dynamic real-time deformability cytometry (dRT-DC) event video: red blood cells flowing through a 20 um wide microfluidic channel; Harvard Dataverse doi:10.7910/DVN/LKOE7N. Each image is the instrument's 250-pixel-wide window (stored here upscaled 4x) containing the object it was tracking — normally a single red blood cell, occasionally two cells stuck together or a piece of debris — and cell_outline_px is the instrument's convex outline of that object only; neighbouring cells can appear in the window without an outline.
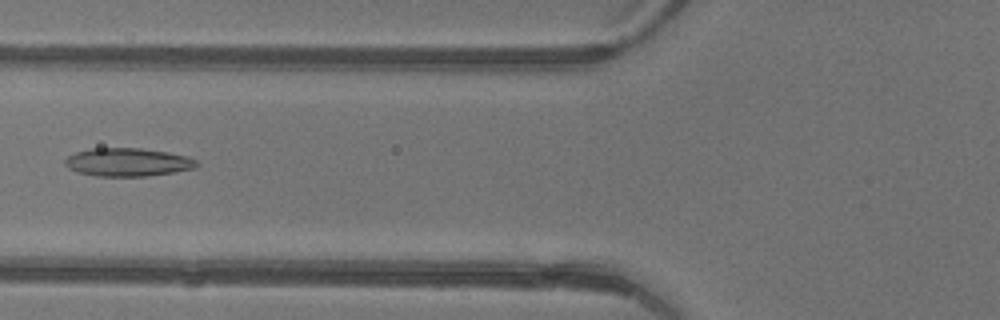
{"species": "common noctule bat (a hibernating species)", "species_latin": "Nyctalus noctula", "temperature_condition": "warm", "stored_images_in_passage": 5, "camera_frame_rate_fps": 3000, "um_per_image_px": 0.085, "animal": {"sex": "female"}, "frame": {"image": 1, "passage_image": 5, "time_ms": 1.333, "image_size_px": [1000, 320], "cell_outline_px": [[200, 164], [196, 168], [176, 172], [144, 176], [96, 176], [76, 172], [68, 168], [64, 164], [64, 160], [68, 156], [76, 152], [92, 148], [140, 148], [168, 152], [188, 156], [196, 160]], "centroid_in_image_um": [10.87, 13.79], "position_along_channel_um": 114.9, "area_um2": 21.85}}